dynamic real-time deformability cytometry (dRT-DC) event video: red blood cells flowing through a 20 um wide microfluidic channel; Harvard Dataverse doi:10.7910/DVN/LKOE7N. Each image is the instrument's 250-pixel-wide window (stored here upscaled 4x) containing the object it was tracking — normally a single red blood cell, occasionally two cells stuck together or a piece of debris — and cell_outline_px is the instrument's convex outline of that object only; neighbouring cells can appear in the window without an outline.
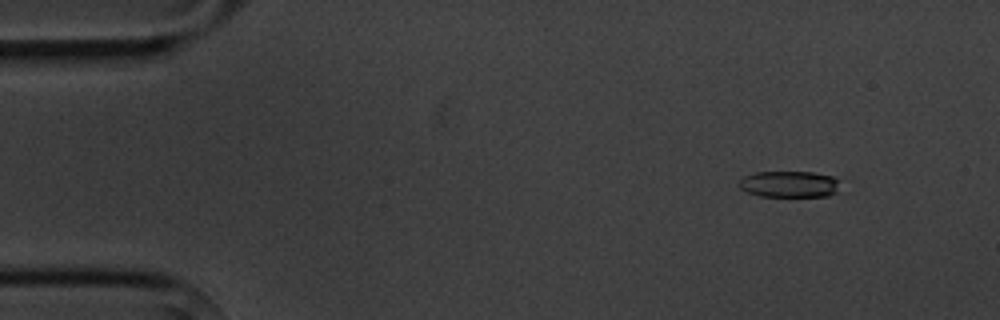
{"species": "common noctule bat (a hibernating species)", "species_latin": "Nyctalus noctula", "temperature_condition": "cold", "stored_images_in_passage": 4, "camera_frame_rate_fps": 3000, "um_per_image_px": 0.085, "animal": {"sex": "male", "body_mass_g": 20.1, "forearm_length_mm": 53.5}, "frame": {"image": 1, "passage_image": 1, "time_ms": 0.0, "image_size_px": [1000, 320], "cell_outline_px": [[836, 192], [828, 196], [760, 196], [748, 192], [740, 188], [740, 180], [744, 176], [756, 172], [812, 172], [832, 176], [836, 180]], "centroid_in_image_um": [67.05, 15.65], "position_along_channel_um": 17.9, "area_um2": 15.2}}
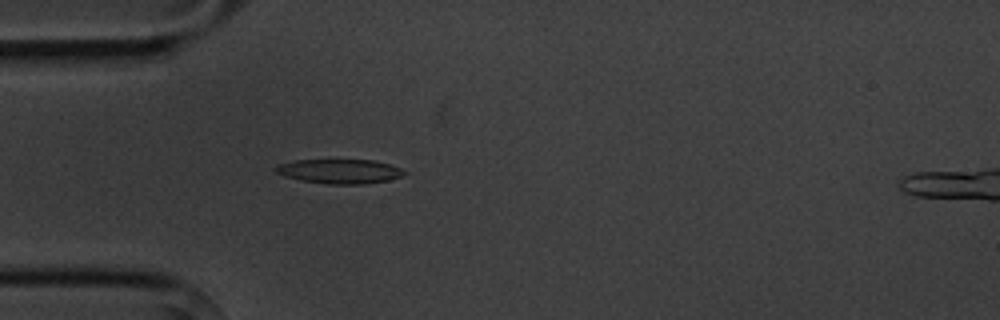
{"frame": {"image": 2, "passage_image": 4, "time_ms": 3.333, "image_size_px": [1000, 320], "cell_outline_px": [[408, 172], [400, 176], [388, 180], [364, 184], [328, 184], [300, 180], [284, 176], [276, 172], [272, 168], [280, 164], [296, 160], [372, 160], [388, 164], [400, 168]], "centroid_in_image_um": [28.84, 14.56], "position_along_channel_um": 56.2, "area_um2": 18.15}}